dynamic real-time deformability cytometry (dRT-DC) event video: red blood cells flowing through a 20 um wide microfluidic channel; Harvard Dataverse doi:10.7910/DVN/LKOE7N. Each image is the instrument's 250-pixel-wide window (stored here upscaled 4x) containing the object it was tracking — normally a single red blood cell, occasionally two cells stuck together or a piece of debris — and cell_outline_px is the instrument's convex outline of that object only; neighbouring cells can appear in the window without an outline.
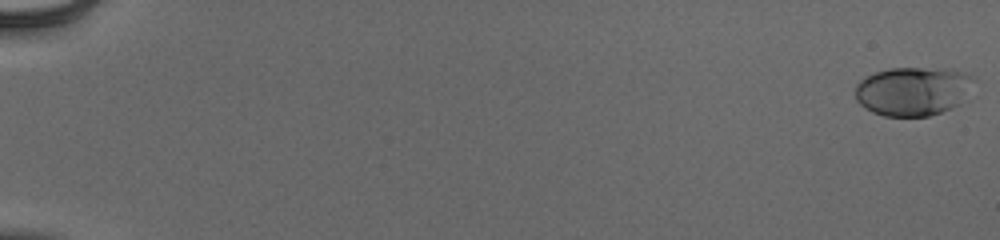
{"species": "human", "species_latin": "Homo sapiens", "temperature_condition": "cold", "stored_images_in_passage": 55, "camera_frame_rate_fps": 3000, "um_per_image_px": 0.085, "donor": {"sex": "male"}, "frame": {"image": 1, "passage_image": 1, "time_ms": 0.0, "image_size_px": [1000, 240], "cell_outline_px": [[976, 76], [960, 104], [952, 108], [928, 116], [884, 116], [872, 112], [864, 108], [856, 100], [856, 84], [864, 76], [888, 68], [952, 68]], "centroid_in_image_um": [77.59, 7.73], "position_along_channel_um": 7.4, "area_um2": 34.04}}
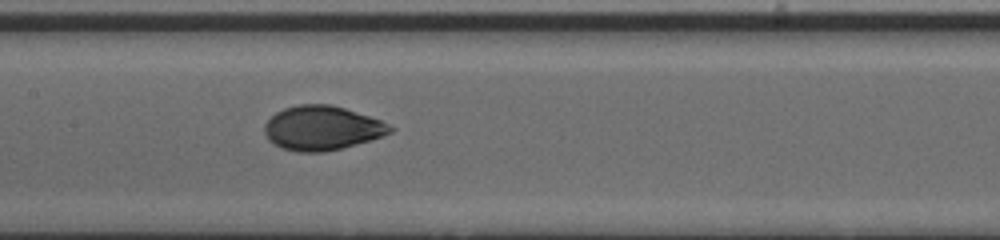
{"frame": {"image": 2, "passage_image": 30, "time_ms": 9.667, "image_size_px": [1000, 240], "cell_outline_px": [[396, 128], [392, 132], [384, 136], [356, 144], [324, 152], [296, 152], [280, 148], [268, 140], [264, 132], [264, 124], [276, 112], [284, 108], [300, 104], [332, 104], [380, 120]], "centroid_in_image_um": [27.35, 10.89], "position_along_channel_um": 180.0, "area_um2": 32.48}}
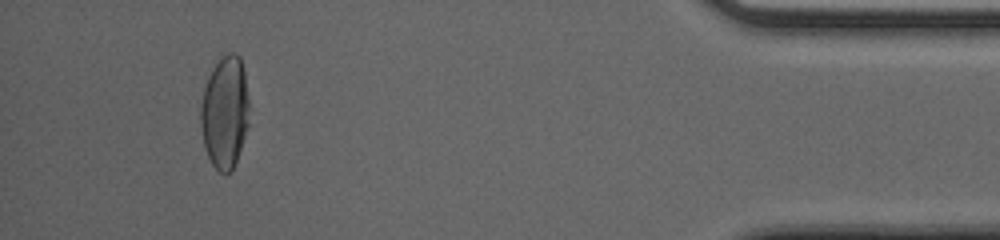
{"frame": {"image": 3, "passage_image": 52, "time_ms": 17.0, "image_size_px": [1000, 240], "cell_outline_px": [[248, 124], [236, 160], [232, 168], [224, 176], [212, 164], [208, 156], [204, 144], [200, 124], [200, 104], [204, 88], [208, 76], [212, 68], [228, 52], [236, 52], [240, 56], [244, 68], [248, 100]], "centroid_in_image_um": [19.1, 9.51], "position_along_channel_um": 416.1, "area_um2": 31.62}, "authors_computed_cell_mechanics": {"area_um2": 32.1368, "velocity_mm_per_s": 3.9364, "shape_relaxation_time_tau1_ms": 3.9483, "shape_relaxation_time_tau2_ms": null, "deformation_change_tau1": 0.1529, "deformation_change_tau2": null}}